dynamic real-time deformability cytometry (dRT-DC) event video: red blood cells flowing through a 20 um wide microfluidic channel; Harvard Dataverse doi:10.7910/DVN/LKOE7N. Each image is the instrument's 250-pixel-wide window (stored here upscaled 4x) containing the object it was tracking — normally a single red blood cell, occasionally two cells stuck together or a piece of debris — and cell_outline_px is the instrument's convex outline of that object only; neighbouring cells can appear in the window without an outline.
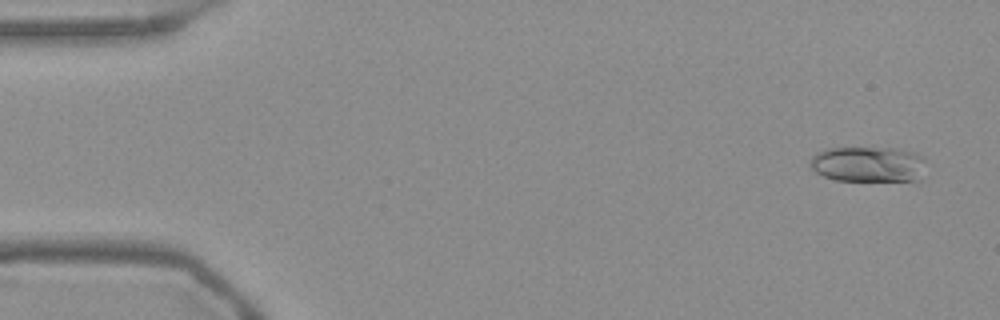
{"species": "Egyptian fruit bat (a non-hibernating species)", "species_latin": "Rousettus aegyptiacus", "temperature_condition": "warm", "stored_images_in_passage": 54, "camera_frame_rate_fps": 3000, "um_per_image_px": 0.085, "frame": {"image": 1, "passage_image": 3, "time_ms": 0.667, "image_size_px": [1000, 320], "cell_outline_px": [[924, 160], [920, 180], [836, 180], [824, 176], [816, 172], [808, 164], [808, 160], [816, 152], [828, 148], [896, 148], [916, 152], [924, 156]], "centroid_in_image_um": [73.77, 13.94], "position_along_channel_um": 11.2, "area_um2": 24.04}}
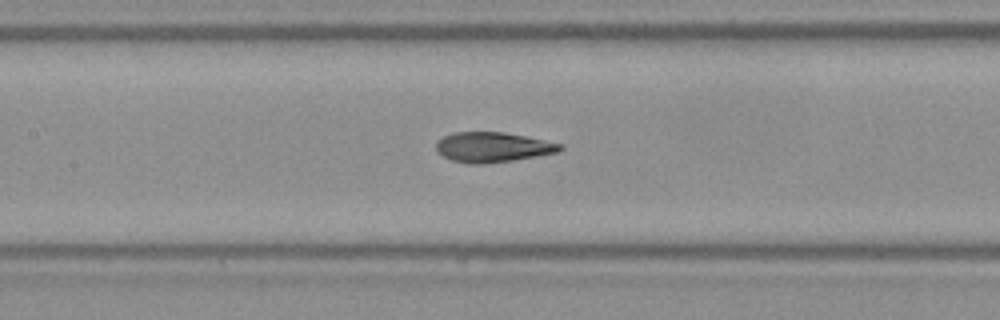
{"frame": {"image": 2, "passage_image": 25, "time_ms": 8.0, "image_size_px": [1000, 320], "cell_outline_px": [[564, 148], [556, 152], [536, 156], [512, 160], [484, 164], [468, 164], [452, 160], [436, 152], [436, 140], [444, 136], [456, 132], [504, 132], [564, 144]], "centroid_in_image_um": [41.85, 12.51], "position_along_channel_um": 165.5, "area_um2": 21.62}}
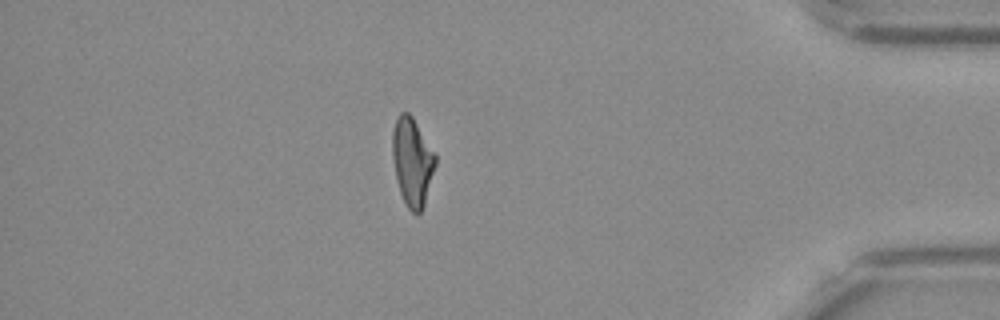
{"frame": {"image": 3, "passage_image": 47, "time_ms": 15.333, "image_size_px": [1000, 320], "cell_outline_px": [[436, 164], [424, 204], [420, 212], [412, 212], [404, 204], [396, 180], [392, 160], [392, 132], [396, 120], [400, 112], [408, 112], [412, 116], [436, 156]], "centroid_in_image_um": [35.01, 13.75], "position_along_channel_um": 400.2, "area_um2": 21.91}, "authors_computed_cell_mechanics": {"area_um2": 21.9351, "velocity_mm_per_s": 3.7614, "shape_relaxation_time_tau1_ms": null, "shape_relaxation_time_tau2_ms": 1.4205, "deformation_change_tau1": null, "deformation_change_tau2": 0.0708}}